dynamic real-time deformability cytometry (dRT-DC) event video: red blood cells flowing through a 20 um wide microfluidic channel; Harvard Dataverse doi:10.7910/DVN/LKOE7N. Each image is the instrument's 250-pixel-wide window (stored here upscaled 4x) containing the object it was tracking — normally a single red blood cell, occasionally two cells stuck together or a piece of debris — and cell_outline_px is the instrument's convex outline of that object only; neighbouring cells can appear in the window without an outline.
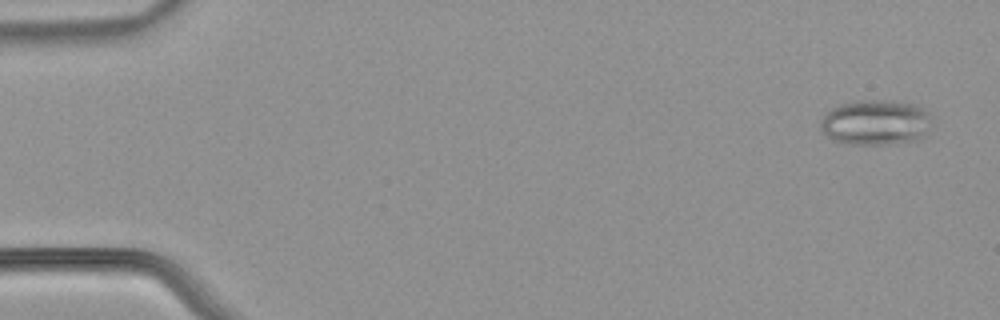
{"species": "common noctule bat (a hibernating species)", "species_latin": "Nyctalus noctula", "temperature_condition": "warm", "stored_images_in_passage": 15, "camera_frame_rate_fps": 3000, "um_per_image_px": 0.085, "animal": {"sex": "male", "body_mass_g": 21.5, "forearm_length_mm": 52.0}, "frame": {"image": 1, "passage_image": 3, "time_ms": 0.667, "image_size_px": [1000, 320], "cell_outline_px": [[928, 128], [924, 136], [920, 140], [888, 144], [852, 144], [832, 140], [820, 128], [820, 120], [824, 112], [840, 104], [856, 100], [892, 100], [912, 104], [924, 108], [928, 112]], "centroid_in_image_um": [74.39, 10.4], "position_along_channel_um": 10.6, "area_um2": 29.48}}